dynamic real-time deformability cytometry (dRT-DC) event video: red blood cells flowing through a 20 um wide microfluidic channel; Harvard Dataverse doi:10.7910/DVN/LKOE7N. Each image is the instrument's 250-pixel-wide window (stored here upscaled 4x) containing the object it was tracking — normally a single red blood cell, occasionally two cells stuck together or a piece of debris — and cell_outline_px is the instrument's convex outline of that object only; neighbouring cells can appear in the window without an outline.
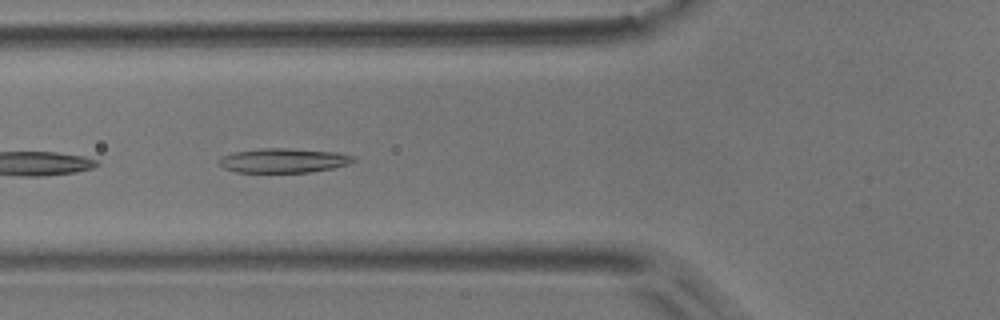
{"species": "common noctule bat (a hibernating species)", "species_latin": "Nyctalus noctula", "temperature_condition": "room temperature", "stored_images_in_passage": 9, "camera_frame_rate_fps": 3000, "um_per_image_px": 0.085, "animal": {"sex": "male", "body_mass_g": 17.9}, "frame": {"image": 1, "passage_image": 6, "time_ms": 1.667, "image_size_px": [1000, 320], "cell_outline_px": [[356, 160], [348, 164], [332, 168], [308, 172], [236, 172], [224, 168], [216, 160], [224, 156], [236, 152], [260, 148], [288, 148], [336, 152], [356, 156]], "centroid_in_image_um": [24.12, 13.64], "position_along_channel_um": 101.7, "area_um2": 19.02}}
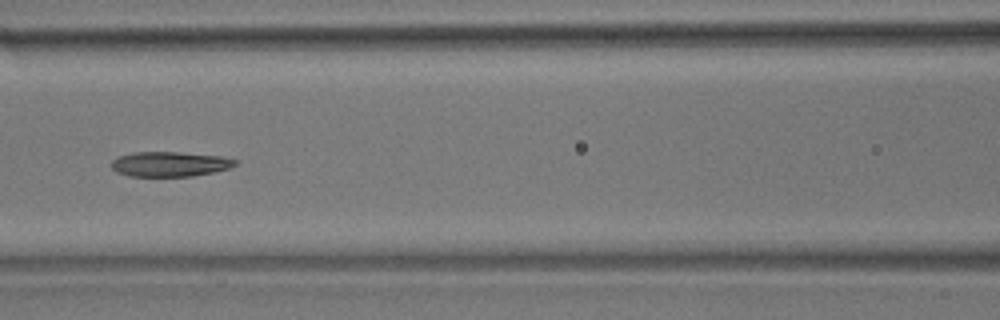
{"frame": {"image": 2, "passage_image": 7, "time_ms": 2.0, "image_size_px": [1000, 320], "cell_outline_px": [[240, 160], [236, 164], [228, 168], [216, 172], [192, 176], [128, 176], [116, 172], [112, 168], [112, 160], [120, 156], [132, 152], [180, 152], [220, 156]], "centroid_in_image_um": [14.45, 13.95], "position_along_channel_um": 152.1, "area_um2": 18.03}}
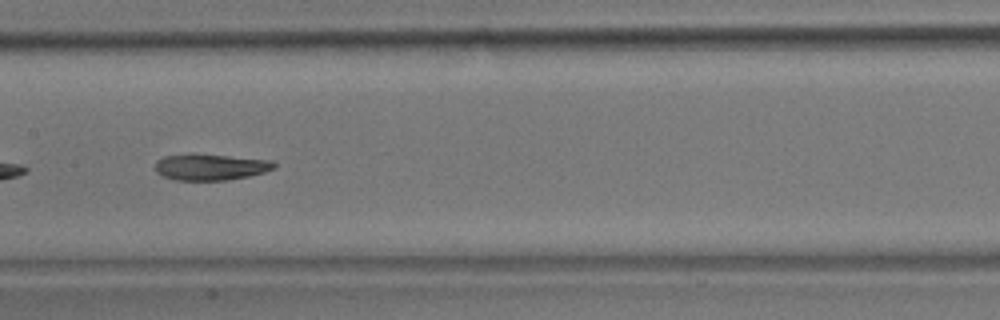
{"frame": {"image": 3, "passage_image": 8, "time_ms": 2.333, "image_size_px": [1000, 320], "cell_outline_px": [[276, 168], [264, 172], [248, 176], [228, 180], [176, 180], [164, 176], [156, 172], [156, 160], [164, 156], [192, 152], [272, 160], [276, 164]], "centroid_in_image_um": [17.89, 14.17], "position_along_channel_um": 189.5, "area_um2": 18.55}}